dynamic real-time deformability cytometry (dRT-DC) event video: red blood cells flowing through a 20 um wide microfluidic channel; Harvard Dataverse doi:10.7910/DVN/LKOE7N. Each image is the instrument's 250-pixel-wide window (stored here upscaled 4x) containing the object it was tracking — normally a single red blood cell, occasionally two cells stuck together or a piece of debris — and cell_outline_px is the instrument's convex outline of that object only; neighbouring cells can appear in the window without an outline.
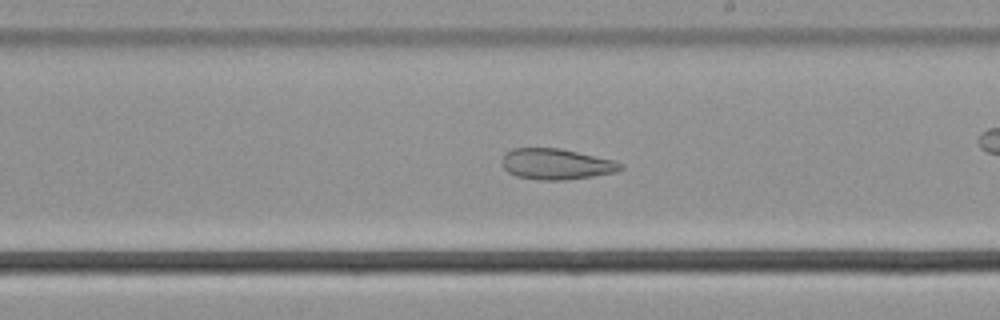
{"species": "common noctule bat (a hibernating species)", "species_latin": "Nyctalus noctula", "temperature_condition": "cold", "stored_images_in_passage": 58, "camera_frame_rate_fps": 3000, "um_per_image_px": 0.085, "animal": {"sex": "male", "body_mass_g": 21.5, "forearm_length_mm": 52.0}, "frame": {"image": 1, "passage_image": 34, "time_ms": 11.0, "image_size_px": [1000, 320], "cell_outline_px": [[624, 168], [616, 172], [592, 176], [564, 180], [536, 180], [516, 176], [508, 172], [504, 168], [504, 152], [512, 148], [560, 148], [612, 160], [624, 164]], "centroid_in_image_um": [47.28, 13.95], "position_along_channel_um": 241.7, "area_um2": 21.21}, "authors_computed_cell_mechanics": {"area_um2": 29.8248, "velocity_mm_per_s": 3.636, "shape_relaxation_time_tau1_ms": null, "shape_relaxation_time_tau2_ms": 4.6613, "deformation_change_tau1": null, "deformation_change_tau2": 0.1261}}